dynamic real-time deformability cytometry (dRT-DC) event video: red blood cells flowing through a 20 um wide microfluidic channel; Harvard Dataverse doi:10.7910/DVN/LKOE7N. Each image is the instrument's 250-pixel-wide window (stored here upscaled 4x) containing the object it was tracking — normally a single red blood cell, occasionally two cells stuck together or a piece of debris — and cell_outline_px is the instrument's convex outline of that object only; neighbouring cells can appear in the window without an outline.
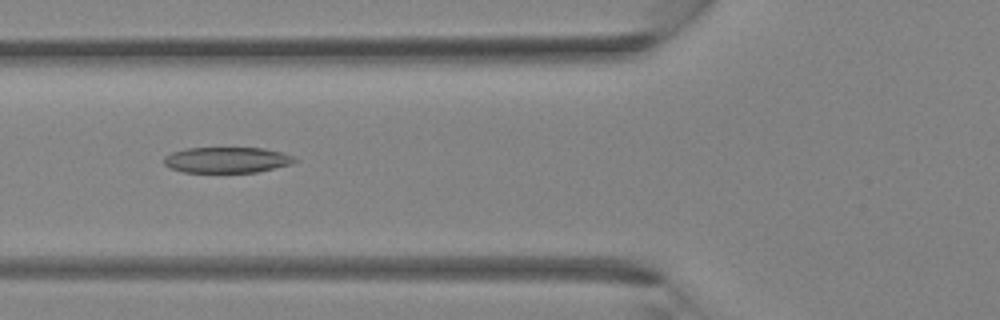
{"species": "Egyptian fruit bat (a non-hibernating species)", "species_latin": "Rousettus aegyptiacus", "temperature_condition": "room temperature", "stored_images_in_passage": 29, "camera_frame_rate_fps": 3000, "um_per_image_px": 0.085, "animal": {"sex": "female"}, "frame": {"image": 1, "passage_image": 6, "time_ms": 1.667, "image_size_px": [1000, 320], "cell_outline_px": [[300, 160], [292, 164], [256, 172], [184, 172], [168, 168], [164, 164], [164, 156], [172, 152], [188, 148], [264, 148], [284, 152], [296, 156]], "centroid_in_image_um": [19.34, 13.59], "position_along_channel_um": 106.5, "area_um2": 19.88}}
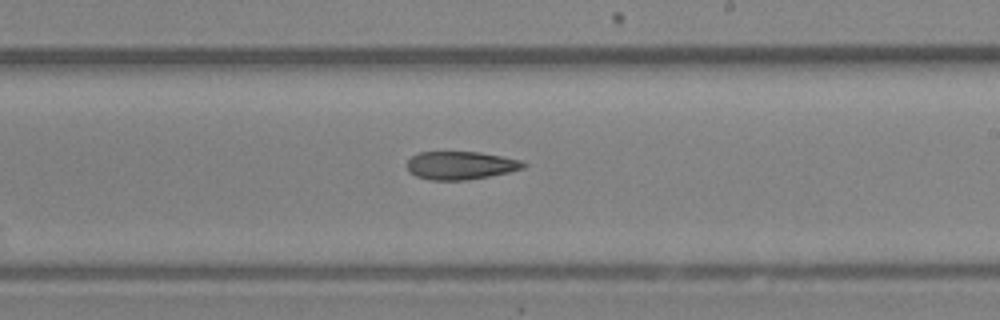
{"frame": {"image": 2, "passage_image": 14, "time_ms": 4.333, "image_size_px": [1000, 320], "cell_outline_px": [[528, 164], [524, 168], [508, 172], [468, 180], [428, 180], [416, 176], [408, 172], [404, 164], [412, 156], [420, 152], [480, 152], [520, 160]], "centroid_in_image_um": [39.1, 14.06], "position_along_channel_um": 249.9, "area_um2": 19.19}}
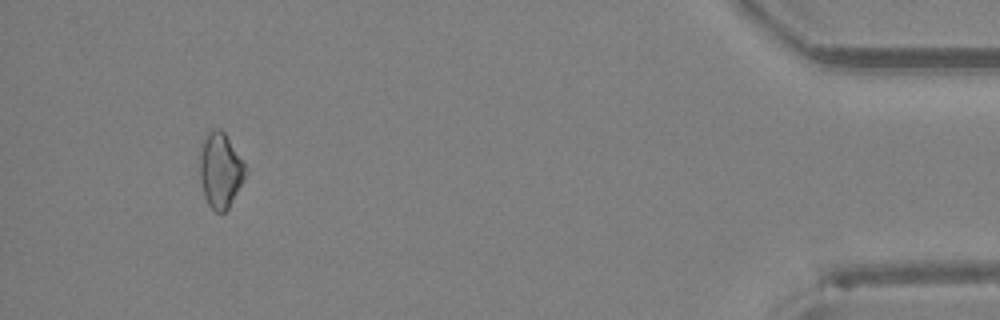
{"frame": {"image": 3, "passage_image": 27, "time_ms": 8.667, "image_size_px": [1000, 320], "cell_outline_px": [[248, 172], [244, 180], [228, 208], [224, 212], [216, 212], [208, 204], [204, 196], [200, 180], [200, 152], [204, 136], [212, 128], [220, 128], [224, 132], [244, 164]], "centroid_in_image_um": [18.72, 14.47], "position_along_channel_um": 416.5, "area_um2": 19.88}}